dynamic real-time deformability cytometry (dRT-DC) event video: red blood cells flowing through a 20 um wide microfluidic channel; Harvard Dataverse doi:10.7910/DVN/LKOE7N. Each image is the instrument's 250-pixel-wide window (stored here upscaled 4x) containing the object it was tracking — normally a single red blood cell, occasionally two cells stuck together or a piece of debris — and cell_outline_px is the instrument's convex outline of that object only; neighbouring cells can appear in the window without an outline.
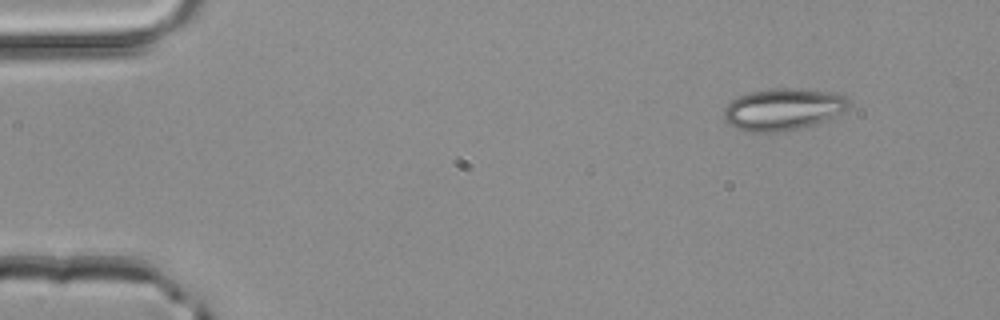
{"species": "common noctule bat (a hibernating species)", "species_latin": "Nyctalus noctula", "temperature_condition": "room temperature", "stored_images_in_passage": 34, "camera_frame_rate_fps": 3000, "um_per_image_px": 0.085, "animal": {"sex": "male", "body_mass_g": 20.4}, "frame": {"image": 1, "passage_image": 1, "time_ms": 0.0, "image_size_px": [1000, 320], "cell_outline_px": [[852, 104], [848, 108], [828, 120], [816, 124], [784, 132], [744, 132], [728, 124], [724, 120], [724, 108], [732, 100], [740, 96], [752, 92], [768, 88], [792, 88], [832, 92], [848, 96]], "centroid_in_image_um": [66.59, 9.3], "position_along_channel_um": 18.4, "area_um2": 30.92}}
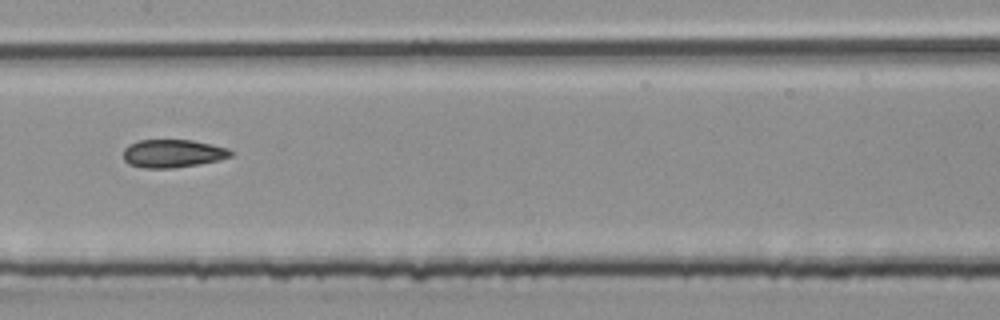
{"frame": {"image": 2, "passage_image": 21, "time_ms": 6.667, "image_size_px": [1000, 320], "cell_outline_px": [[232, 156], [220, 160], [200, 164], [172, 168], [144, 168], [128, 164], [124, 160], [124, 148], [128, 144], [140, 140], [192, 140], [228, 148], [232, 152]], "centroid_in_image_um": [14.68, 13.05], "position_along_channel_um": 192.7, "area_um2": 17.63}}
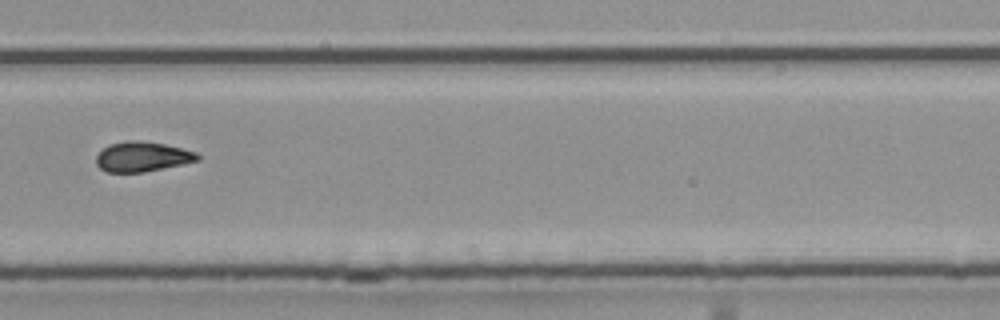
{"frame": {"image": 3, "passage_image": 30, "time_ms": 9.667, "image_size_px": [1000, 320], "cell_outline_px": [[200, 160], [144, 172], [108, 172], [100, 168], [96, 164], [96, 156], [108, 144], [136, 140], [164, 144], [196, 152], [200, 156]], "centroid_in_image_um": [12.09, 13.32], "position_along_channel_um": 317.7, "area_um2": 17.4}}